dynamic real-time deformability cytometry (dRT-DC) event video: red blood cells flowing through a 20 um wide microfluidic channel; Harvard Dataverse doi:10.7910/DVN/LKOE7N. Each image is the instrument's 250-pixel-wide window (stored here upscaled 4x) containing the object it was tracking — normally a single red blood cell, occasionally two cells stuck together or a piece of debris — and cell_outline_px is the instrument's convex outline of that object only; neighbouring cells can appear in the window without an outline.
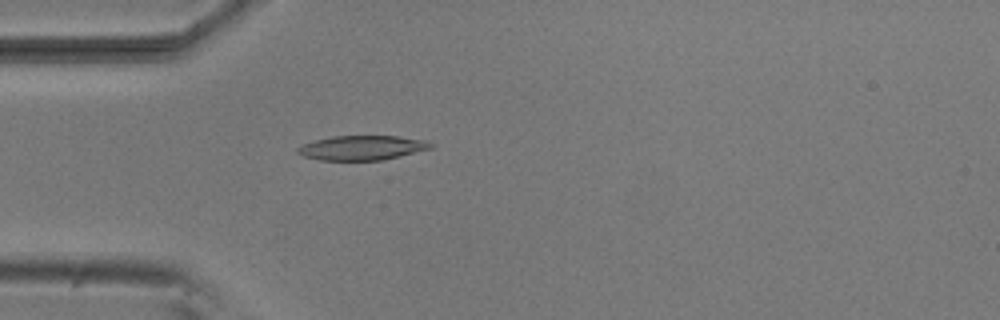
{"species": "common noctule bat (a hibernating species)", "species_latin": "Nyctalus noctula", "temperature_condition": "room temperature", "stored_images_in_passage": 43, "camera_frame_rate_fps": 3000, "um_per_image_px": 0.085, "animal": {"sex": "male", "body_mass_g": 20.5, "forearm_length_mm": 52.5}, "frame": {"image": 1, "passage_image": 5, "time_ms": 1.333, "image_size_px": [1000, 320], "cell_outline_px": [[436, 144], [432, 148], [384, 160], [320, 160], [304, 156], [296, 152], [296, 148], [304, 144], [316, 140], [332, 136], [396, 136], [424, 140]], "centroid_in_image_um": [30.79, 12.56], "position_along_channel_um": 54.2, "area_um2": 18.96}}
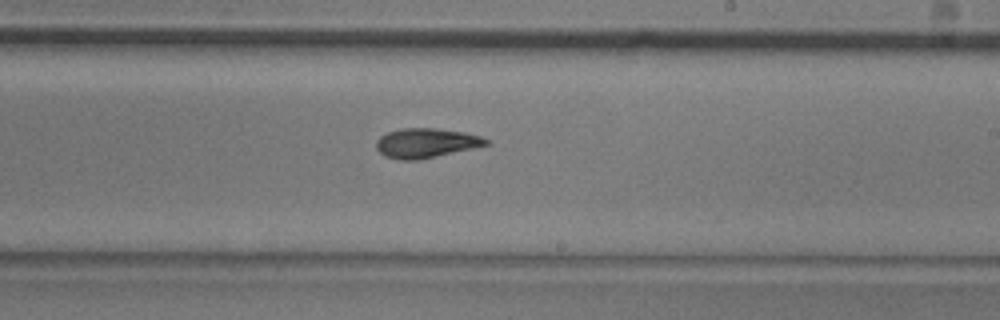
{"frame": {"image": 2, "passage_image": 21, "time_ms": 6.667, "image_size_px": [1000, 320], "cell_outline_px": [[488, 144], [472, 148], [420, 160], [400, 160], [384, 156], [376, 148], [376, 140], [380, 136], [388, 132], [400, 128], [436, 128], [464, 132], [480, 136], [488, 140]], "centroid_in_image_um": [36.16, 12.15], "position_along_channel_um": 252.8, "area_um2": 18.84}}
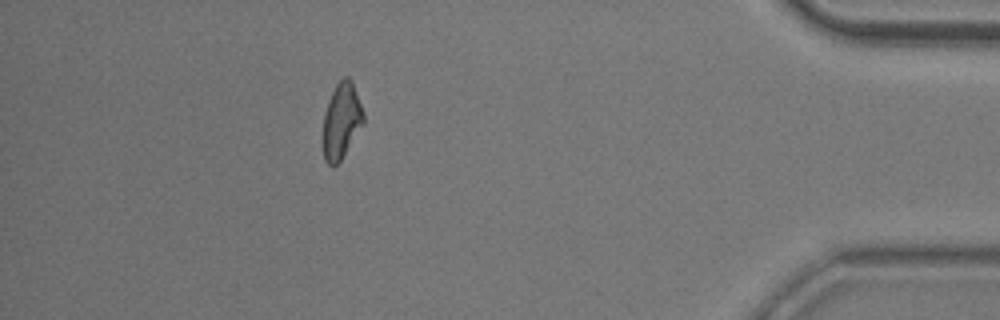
{"frame": {"image": 3, "passage_image": 37, "time_ms": 12.0, "image_size_px": [1000, 320], "cell_outline_px": [[364, 124], [340, 160], [336, 164], [328, 164], [324, 160], [324, 112], [328, 100], [336, 84], [344, 76], [348, 76], [352, 80], [364, 112]], "centroid_in_image_um": [29.05, 10.22], "position_along_channel_um": 406.2, "area_um2": 17.69}, "authors_computed_cell_mechanics": {"area_um2": 18.496, "velocity_mm_per_s": 3.8129, "shape_relaxation_time_tau1_ms": 4.4013, "shape_relaxation_time_tau2_ms": 6.9099, "deformation_change_tau1": 0.1526, "deformation_change_tau2": 0.1531}}